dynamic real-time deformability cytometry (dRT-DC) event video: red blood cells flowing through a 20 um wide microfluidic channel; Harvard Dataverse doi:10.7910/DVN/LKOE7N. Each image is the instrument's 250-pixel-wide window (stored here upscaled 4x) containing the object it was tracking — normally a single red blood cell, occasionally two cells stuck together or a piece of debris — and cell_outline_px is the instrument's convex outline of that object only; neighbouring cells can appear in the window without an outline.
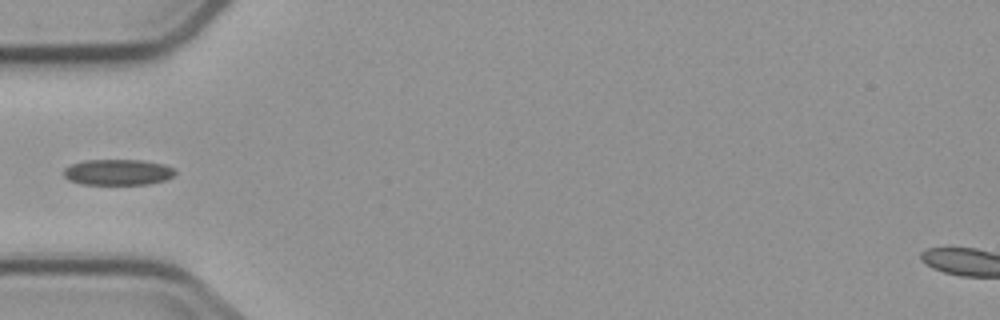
{"species": "common noctule bat (a hibernating species)", "species_latin": "Nyctalus noctula", "temperature_condition": "cold", "stored_images_in_passage": 2, "camera_frame_rate_fps": 3000, "um_per_image_px": 0.085, "animal": {"sex": "male", "body_mass_g": 23.1, "forearm_length_mm": 52.7}, "frame": {"image": 1, "passage_image": 2, "time_ms": 1.333, "image_size_px": [1000, 320], "cell_outline_px": [[176, 172], [172, 176], [164, 180], [148, 184], [80, 184], [68, 180], [64, 176], [64, 168], [72, 164], [88, 160], [140, 160], [164, 164], [172, 168]], "centroid_in_image_um": [9.99, 14.64], "position_along_channel_um": 75.0, "area_um2": 16.65}}